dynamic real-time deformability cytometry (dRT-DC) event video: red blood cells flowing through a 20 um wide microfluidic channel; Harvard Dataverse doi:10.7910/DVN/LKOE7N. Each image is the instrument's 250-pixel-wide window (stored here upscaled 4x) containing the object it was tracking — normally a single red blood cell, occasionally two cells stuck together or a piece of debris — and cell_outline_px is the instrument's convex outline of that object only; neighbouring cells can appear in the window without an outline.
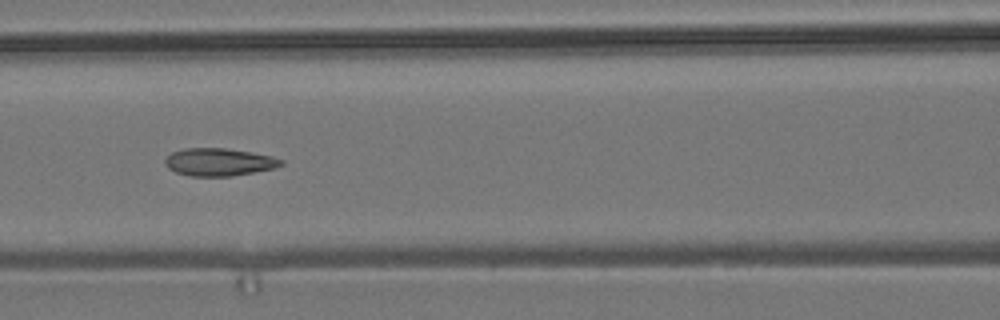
{"species": "common noctule bat (a hibernating species)", "species_latin": "Nyctalus noctula", "temperature_condition": "room temperature", "stored_images_in_passage": 5, "camera_frame_rate_fps": 3000, "um_per_image_px": 0.085, "animal": {"sex": "male", "body_mass_g": 19.2, "forearm_length_mm": 51.8}, "frame": {"image": 1, "passage_image": 5, "time_ms": 1.333, "image_size_px": [1000, 320], "cell_outline_px": [[284, 164], [276, 168], [232, 176], [192, 176], [176, 172], [168, 168], [164, 164], [164, 160], [172, 152], [184, 148], [224, 148], [252, 152], [272, 156], [284, 160]], "centroid_in_image_um": [18.64, 13.77], "position_along_channel_um": 148.0, "area_um2": 18.79}}